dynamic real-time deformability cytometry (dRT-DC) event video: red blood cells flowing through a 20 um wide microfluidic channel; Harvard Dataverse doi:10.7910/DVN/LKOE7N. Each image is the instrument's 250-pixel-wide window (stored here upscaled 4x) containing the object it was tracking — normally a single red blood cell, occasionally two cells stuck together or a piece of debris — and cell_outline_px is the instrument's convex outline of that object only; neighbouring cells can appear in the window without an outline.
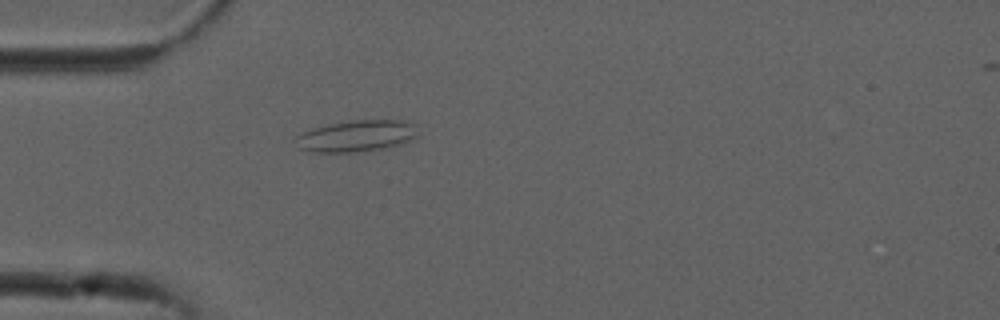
{"species": "common noctule bat (a hibernating species)", "species_latin": "Nyctalus noctula", "temperature_condition": "cold", "stored_images_in_passage": 47, "camera_frame_rate_fps": 3000, "um_per_image_px": 0.085, "animal": {"sex": "male", "forearm_length_mm": 52.5}, "frame": {"image": 1, "passage_image": 9, "time_ms": 2.667, "image_size_px": [1000, 320], "cell_outline_px": [[420, 136], [400, 144], [380, 148], [356, 152], [308, 152], [300, 148], [292, 140], [296, 136], [312, 128], [328, 124], [348, 120], [404, 120], [416, 124]], "centroid_in_image_um": [30.31, 11.54], "position_along_channel_um": 54.7, "area_um2": 22.72}}
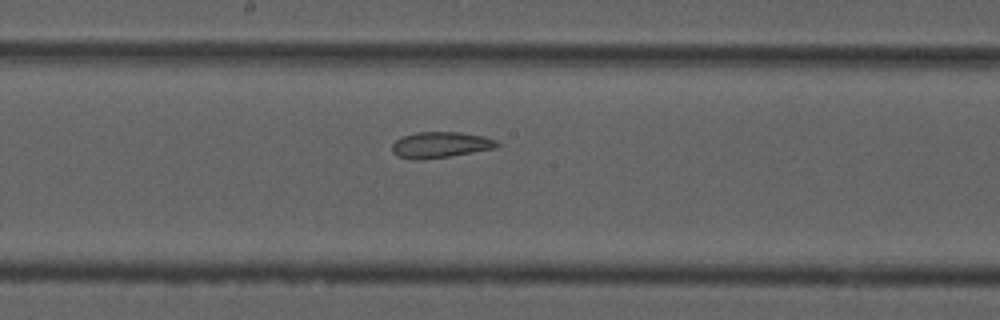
{"frame": {"image": 2, "passage_image": 22, "time_ms": 7.0, "image_size_px": [1000, 320], "cell_outline_px": [[504, 144], [496, 148], [424, 160], [416, 160], [396, 156], [392, 152], [392, 144], [396, 140], [404, 136], [416, 132], [460, 132], [484, 136], [496, 140]], "centroid_in_image_um": [37.46, 12.31], "position_along_channel_um": 210.7, "area_um2": 16.01}}
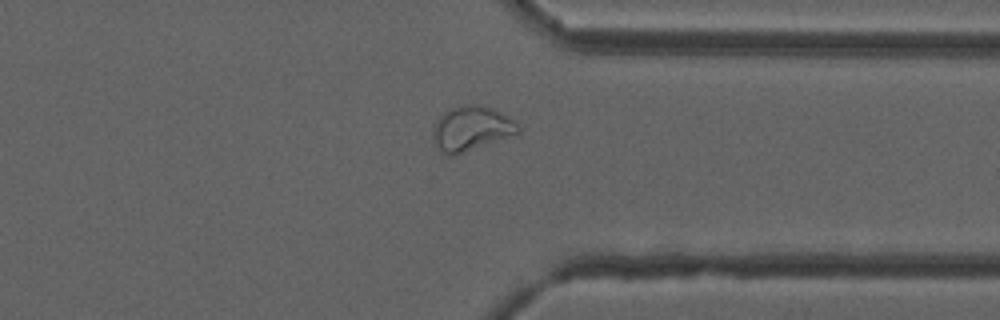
{"frame": {"image": 3, "passage_image": 35, "time_ms": 11.333, "image_size_px": [1000, 320], "cell_outline_px": [[520, 132], [452, 156], [448, 156], [440, 152], [432, 136], [432, 132], [436, 120], [444, 112], [452, 108], [464, 104], [480, 104], [492, 108], [508, 116], [520, 124]], "centroid_in_image_um": [40.05, 10.9], "position_along_channel_um": 371.4, "area_um2": 22.02}, "authors_computed_cell_mechanics": {"area_um2": 19.5364, "velocity_mm_per_s": 3.7528, "shape_relaxation_time_tau1_ms": null, "shape_relaxation_time_tau2_ms": 1.5939, "deformation_change_tau1": null, "deformation_change_tau2": 0.0797}}